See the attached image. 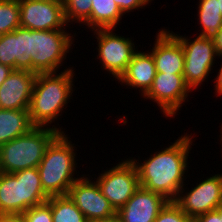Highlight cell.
I'll list each match as a JSON object with an SVG mask.
<instances>
[{"instance_id": "6da1fadb", "label": "cell", "mask_w": 222, "mask_h": 222, "mask_svg": "<svg viewBox=\"0 0 222 222\" xmlns=\"http://www.w3.org/2000/svg\"><path fill=\"white\" fill-rule=\"evenodd\" d=\"M191 135L184 133L172 145L154 152L143 163L132 159L137 167L141 187L162 195L168 201H175L180 189L185 188L188 154L193 143Z\"/></svg>"}, {"instance_id": "7a4b0ae2", "label": "cell", "mask_w": 222, "mask_h": 222, "mask_svg": "<svg viewBox=\"0 0 222 222\" xmlns=\"http://www.w3.org/2000/svg\"><path fill=\"white\" fill-rule=\"evenodd\" d=\"M75 73L72 67L61 73H39L36 75L28 112L35 126L50 127L61 116L73 93ZM69 99V100H68ZM50 124V125H49Z\"/></svg>"}, {"instance_id": "3957f363", "label": "cell", "mask_w": 222, "mask_h": 222, "mask_svg": "<svg viewBox=\"0 0 222 222\" xmlns=\"http://www.w3.org/2000/svg\"><path fill=\"white\" fill-rule=\"evenodd\" d=\"M67 136L60 133L47 147L37 166L42 188L49 197L67 195L70 187L81 178L74 177V174H77V153L75 144H72Z\"/></svg>"}, {"instance_id": "277c9868", "label": "cell", "mask_w": 222, "mask_h": 222, "mask_svg": "<svg viewBox=\"0 0 222 222\" xmlns=\"http://www.w3.org/2000/svg\"><path fill=\"white\" fill-rule=\"evenodd\" d=\"M73 38V39H72ZM74 37L66 30H31L21 27L22 55L32 58V72L56 73L66 59Z\"/></svg>"}, {"instance_id": "5b68a950", "label": "cell", "mask_w": 222, "mask_h": 222, "mask_svg": "<svg viewBox=\"0 0 222 222\" xmlns=\"http://www.w3.org/2000/svg\"><path fill=\"white\" fill-rule=\"evenodd\" d=\"M60 133L64 131L54 125L35 126L30 132L4 143L0 146L1 172L14 173L37 167L47 147Z\"/></svg>"}, {"instance_id": "8992f818", "label": "cell", "mask_w": 222, "mask_h": 222, "mask_svg": "<svg viewBox=\"0 0 222 222\" xmlns=\"http://www.w3.org/2000/svg\"><path fill=\"white\" fill-rule=\"evenodd\" d=\"M48 199L37 167L0 174V214H22Z\"/></svg>"}, {"instance_id": "52a82bcc", "label": "cell", "mask_w": 222, "mask_h": 222, "mask_svg": "<svg viewBox=\"0 0 222 222\" xmlns=\"http://www.w3.org/2000/svg\"><path fill=\"white\" fill-rule=\"evenodd\" d=\"M181 43L184 52L183 78L191 91L207 79L218 57L214 39L198 35L194 41L171 32ZM217 56V57H216ZM215 58V59H214Z\"/></svg>"}, {"instance_id": "ba28073f", "label": "cell", "mask_w": 222, "mask_h": 222, "mask_svg": "<svg viewBox=\"0 0 222 222\" xmlns=\"http://www.w3.org/2000/svg\"><path fill=\"white\" fill-rule=\"evenodd\" d=\"M102 194L117 211L140 187L137 167L132 158L119 162L96 179Z\"/></svg>"}, {"instance_id": "9c48e42d", "label": "cell", "mask_w": 222, "mask_h": 222, "mask_svg": "<svg viewBox=\"0 0 222 222\" xmlns=\"http://www.w3.org/2000/svg\"><path fill=\"white\" fill-rule=\"evenodd\" d=\"M115 29H95L98 42L97 59H100L101 68L113 75L117 80L126 71L133 54L137 51L130 38L114 33ZM103 66V67H102Z\"/></svg>"}, {"instance_id": "30bf717a", "label": "cell", "mask_w": 222, "mask_h": 222, "mask_svg": "<svg viewBox=\"0 0 222 222\" xmlns=\"http://www.w3.org/2000/svg\"><path fill=\"white\" fill-rule=\"evenodd\" d=\"M182 187L175 203L186 215L196 217L215 210L222 203V174H215L197 183L189 192Z\"/></svg>"}, {"instance_id": "8fae6325", "label": "cell", "mask_w": 222, "mask_h": 222, "mask_svg": "<svg viewBox=\"0 0 222 222\" xmlns=\"http://www.w3.org/2000/svg\"><path fill=\"white\" fill-rule=\"evenodd\" d=\"M20 27L31 30H66L63 0H19ZM64 28V29H63Z\"/></svg>"}, {"instance_id": "7c38bea8", "label": "cell", "mask_w": 222, "mask_h": 222, "mask_svg": "<svg viewBox=\"0 0 222 222\" xmlns=\"http://www.w3.org/2000/svg\"><path fill=\"white\" fill-rule=\"evenodd\" d=\"M192 92L185 84L183 75L171 73H156L152 87L143 96L154 100L165 117H175L188 94Z\"/></svg>"}, {"instance_id": "4fadbf2b", "label": "cell", "mask_w": 222, "mask_h": 222, "mask_svg": "<svg viewBox=\"0 0 222 222\" xmlns=\"http://www.w3.org/2000/svg\"><path fill=\"white\" fill-rule=\"evenodd\" d=\"M68 190L67 195L80 209L88 221L109 218L116 214V210L109 200L102 194L96 181H91L88 175H81Z\"/></svg>"}, {"instance_id": "5bb4252c", "label": "cell", "mask_w": 222, "mask_h": 222, "mask_svg": "<svg viewBox=\"0 0 222 222\" xmlns=\"http://www.w3.org/2000/svg\"><path fill=\"white\" fill-rule=\"evenodd\" d=\"M167 202L162 195L140 186L116 214L121 222H154Z\"/></svg>"}, {"instance_id": "9a60e30c", "label": "cell", "mask_w": 222, "mask_h": 222, "mask_svg": "<svg viewBox=\"0 0 222 222\" xmlns=\"http://www.w3.org/2000/svg\"><path fill=\"white\" fill-rule=\"evenodd\" d=\"M36 75L29 70H13L0 85V109L28 110Z\"/></svg>"}, {"instance_id": "2e32d148", "label": "cell", "mask_w": 222, "mask_h": 222, "mask_svg": "<svg viewBox=\"0 0 222 222\" xmlns=\"http://www.w3.org/2000/svg\"><path fill=\"white\" fill-rule=\"evenodd\" d=\"M168 29H160L150 53L153 56L156 73L183 75L184 52L180 41Z\"/></svg>"}, {"instance_id": "e0dca14e", "label": "cell", "mask_w": 222, "mask_h": 222, "mask_svg": "<svg viewBox=\"0 0 222 222\" xmlns=\"http://www.w3.org/2000/svg\"><path fill=\"white\" fill-rule=\"evenodd\" d=\"M156 75V67L150 52L136 51L128 64L126 71L117 80L119 83L132 88H140L144 96L152 87Z\"/></svg>"}, {"instance_id": "ac0fdd59", "label": "cell", "mask_w": 222, "mask_h": 222, "mask_svg": "<svg viewBox=\"0 0 222 222\" xmlns=\"http://www.w3.org/2000/svg\"><path fill=\"white\" fill-rule=\"evenodd\" d=\"M0 63L13 70L32 71V58L22 55L21 27L0 36Z\"/></svg>"}, {"instance_id": "d6986e66", "label": "cell", "mask_w": 222, "mask_h": 222, "mask_svg": "<svg viewBox=\"0 0 222 222\" xmlns=\"http://www.w3.org/2000/svg\"><path fill=\"white\" fill-rule=\"evenodd\" d=\"M34 127L28 110L0 109V146L30 132Z\"/></svg>"}, {"instance_id": "ffe728a7", "label": "cell", "mask_w": 222, "mask_h": 222, "mask_svg": "<svg viewBox=\"0 0 222 222\" xmlns=\"http://www.w3.org/2000/svg\"><path fill=\"white\" fill-rule=\"evenodd\" d=\"M124 14L114 0H92L91 15L83 23L91 30L115 29Z\"/></svg>"}, {"instance_id": "44dd1931", "label": "cell", "mask_w": 222, "mask_h": 222, "mask_svg": "<svg viewBox=\"0 0 222 222\" xmlns=\"http://www.w3.org/2000/svg\"><path fill=\"white\" fill-rule=\"evenodd\" d=\"M198 20L202 30L199 35L214 39L222 27V13L219 10L218 0H199Z\"/></svg>"}, {"instance_id": "7402d4cb", "label": "cell", "mask_w": 222, "mask_h": 222, "mask_svg": "<svg viewBox=\"0 0 222 222\" xmlns=\"http://www.w3.org/2000/svg\"><path fill=\"white\" fill-rule=\"evenodd\" d=\"M46 202L51 206L53 222H88L68 195L51 196Z\"/></svg>"}, {"instance_id": "603a6c76", "label": "cell", "mask_w": 222, "mask_h": 222, "mask_svg": "<svg viewBox=\"0 0 222 222\" xmlns=\"http://www.w3.org/2000/svg\"><path fill=\"white\" fill-rule=\"evenodd\" d=\"M20 27L19 0H0V36Z\"/></svg>"}, {"instance_id": "cb8c5ba5", "label": "cell", "mask_w": 222, "mask_h": 222, "mask_svg": "<svg viewBox=\"0 0 222 222\" xmlns=\"http://www.w3.org/2000/svg\"><path fill=\"white\" fill-rule=\"evenodd\" d=\"M92 0H63L65 21L84 23L91 15Z\"/></svg>"}, {"instance_id": "d4e9b609", "label": "cell", "mask_w": 222, "mask_h": 222, "mask_svg": "<svg viewBox=\"0 0 222 222\" xmlns=\"http://www.w3.org/2000/svg\"><path fill=\"white\" fill-rule=\"evenodd\" d=\"M185 212L174 202L168 201L160 210L154 222H192Z\"/></svg>"}, {"instance_id": "484cf974", "label": "cell", "mask_w": 222, "mask_h": 222, "mask_svg": "<svg viewBox=\"0 0 222 222\" xmlns=\"http://www.w3.org/2000/svg\"><path fill=\"white\" fill-rule=\"evenodd\" d=\"M26 222H53L51 206L45 202L22 213Z\"/></svg>"}, {"instance_id": "4316f807", "label": "cell", "mask_w": 222, "mask_h": 222, "mask_svg": "<svg viewBox=\"0 0 222 222\" xmlns=\"http://www.w3.org/2000/svg\"><path fill=\"white\" fill-rule=\"evenodd\" d=\"M123 14L145 7L153 0H114Z\"/></svg>"}, {"instance_id": "83f0119b", "label": "cell", "mask_w": 222, "mask_h": 222, "mask_svg": "<svg viewBox=\"0 0 222 222\" xmlns=\"http://www.w3.org/2000/svg\"><path fill=\"white\" fill-rule=\"evenodd\" d=\"M194 222H222V218L219 217V214L213 210L209 211L205 214H202L198 217H196Z\"/></svg>"}, {"instance_id": "f1b7e54d", "label": "cell", "mask_w": 222, "mask_h": 222, "mask_svg": "<svg viewBox=\"0 0 222 222\" xmlns=\"http://www.w3.org/2000/svg\"><path fill=\"white\" fill-rule=\"evenodd\" d=\"M0 222H26L22 214H0Z\"/></svg>"}, {"instance_id": "f546056e", "label": "cell", "mask_w": 222, "mask_h": 222, "mask_svg": "<svg viewBox=\"0 0 222 222\" xmlns=\"http://www.w3.org/2000/svg\"><path fill=\"white\" fill-rule=\"evenodd\" d=\"M216 52L219 58H222V27L219 29L217 36L214 38Z\"/></svg>"}, {"instance_id": "4dcf8cb0", "label": "cell", "mask_w": 222, "mask_h": 222, "mask_svg": "<svg viewBox=\"0 0 222 222\" xmlns=\"http://www.w3.org/2000/svg\"><path fill=\"white\" fill-rule=\"evenodd\" d=\"M220 67L221 68H219V72L217 74V77L215 78L216 81H214V83L216 84V85H214L215 86L214 89L216 90L215 93L218 96L222 95V64Z\"/></svg>"}, {"instance_id": "1f68e13d", "label": "cell", "mask_w": 222, "mask_h": 222, "mask_svg": "<svg viewBox=\"0 0 222 222\" xmlns=\"http://www.w3.org/2000/svg\"><path fill=\"white\" fill-rule=\"evenodd\" d=\"M12 71V68L0 63V85L6 80Z\"/></svg>"}, {"instance_id": "d6a6232c", "label": "cell", "mask_w": 222, "mask_h": 222, "mask_svg": "<svg viewBox=\"0 0 222 222\" xmlns=\"http://www.w3.org/2000/svg\"><path fill=\"white\" fill-rule=\"evenodd\" d=\"M88 222H121V220L118 217V215L115 214L109 218H103V219L93 220V221H88Z\"/></svg>"}, {"instance_id": "836d02e7", "label": "cell", "mask_w": 222, "mask_h": 222, "mask_svg": "<svg viewBox=\"0 0 222 222\" xmlns=\"http://www.w3.org/2000/svg\"><path fill=\"white\" fill-rule=\"evenodd\" d=\"M215 211L219 214V217L222 218V203L215 209Z\"/></svg>"}, {"instance_id": "e575fe53", "label": "cell", "mask_w": 222, "mask_h": 222, "mask_svg": "<svg viewBox=\"0 0 222 222\" xmlns=\"http://www.w3.org/2000/svg\"><path fill=\"white\" fill-rule=\"evenodd\" d=\"M218 6H219V10L222 13V0H218Z\"/></svg>"}, {"instance_id": "d590c367", "label": "cell", "mask_w": 222, "mask_h": 222, "mask_svg": "<svg viewBox=\"0 0 222 222\" xmlns=\"http://www.w3.org/2000/svg\"><path fill=\"white\" fill-rule=\"evenodd\" d=\"M221 130H222V126H221ZM220 134H222V131H221V133ZM221 141H222V135H221V139H220ZM222 146V145H221Z\"/></svg>"}]
</instances>
